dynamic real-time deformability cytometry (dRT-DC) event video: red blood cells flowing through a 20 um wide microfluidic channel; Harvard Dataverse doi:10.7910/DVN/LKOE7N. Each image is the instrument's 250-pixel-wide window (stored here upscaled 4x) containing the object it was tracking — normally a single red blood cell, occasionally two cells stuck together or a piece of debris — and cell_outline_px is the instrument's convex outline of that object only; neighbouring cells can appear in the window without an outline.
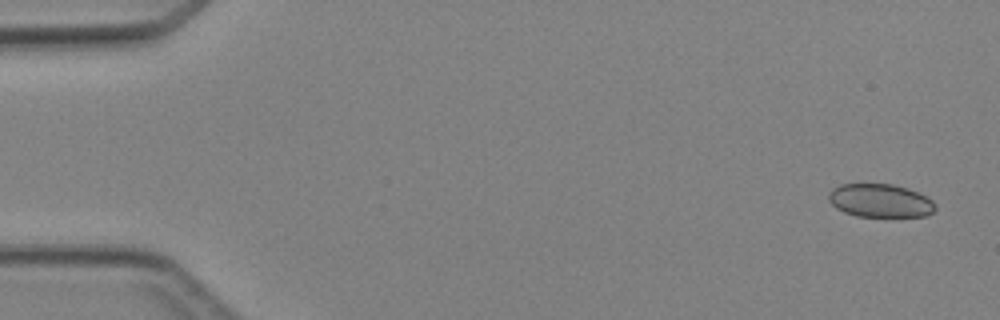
{"species": "Egyptian fruit bat (a non-hibernating species)", "species_latin": "Rousettus aegyptiacus", "temperature_condition": "cold", "stored_images_in_passage": 5, "camera_frame_rate_fps": 3000, "um_per_image_px": 0.085, "animal": {"sex": "female"}, "frame": {"image": 1, "passage_image": 1, "time_ms": 0.0, "image_size_px": [1000, 320], "cell_outline_px": [[936, 208], [932, 212], [924, 216], [856, 216], [844, 212], [836, 208], [828, 200], [828, 192], [832, 188], [840, 184], [892, 184], [908, 188], [920, 192], [932, 200], [936, 204]], "centroid_in_image_um": [74.81, 17.04], "position_along_channel_um": 10.2, "area_um2": 20.87}}
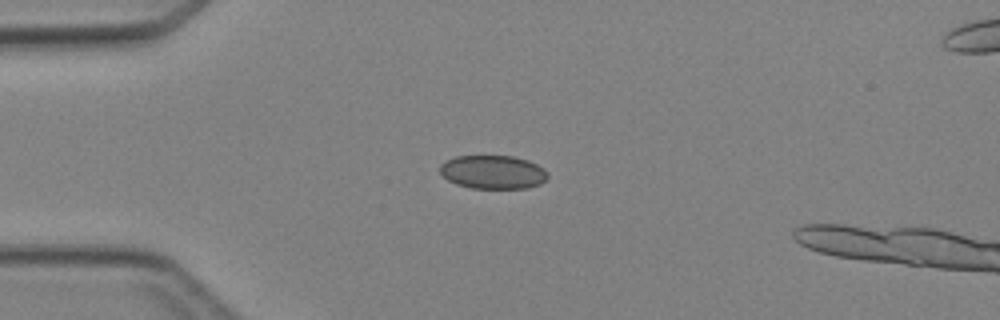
{"frame": {"image": 2, "passage_image": 4, "time_ms": 3.333, "image_size_px": [1000, 320], "cell_outline_px": [[548, 176], [540, 184], [528, 188], [472, 188], [456, 184], [448, 180], [440, 172], [440, 164], [444, 160], [456, 156], [512, 156], [528, 160], [544, 168], [548, 172]], "centroid_in_image_um": [41.89, 14.62], "position_along_channel_um": 43.1, "area_um2": 21.15}}